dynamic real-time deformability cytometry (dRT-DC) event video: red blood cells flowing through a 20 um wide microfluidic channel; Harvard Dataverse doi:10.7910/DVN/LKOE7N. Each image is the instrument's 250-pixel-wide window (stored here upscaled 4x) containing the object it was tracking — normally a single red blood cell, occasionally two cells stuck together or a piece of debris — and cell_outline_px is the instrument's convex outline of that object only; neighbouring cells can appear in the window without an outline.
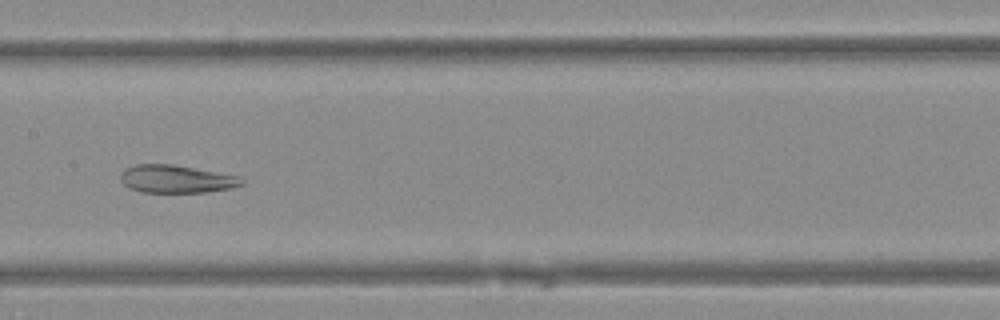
{"species": "Egyptian fruit bat (a non-hibernating species)", "species_latin": "Rousettus aegyptiacus", "temperature_condition": "warm", "stored_images_in_passage": 44, "camera_frame_rate_fps": 3000, "um_per_image_px": 0.085, "animal": {"sex": "female"}, "frame": {"image": 1, "passage_image": 25, "time_ms": 8.0, "image_size_px": [1000, 320], "cell_outline_px": [[244, 184], [232, 188], [208, 192], [140, 192], [128, 188], [120, 180], [120, 172], [124, 168], [136, 164], [172, 164], [240, 176], [244, 180]], "centroid_in_image_um": [14.97, 15.21], "position_along_channel_um": 192.4, "area_um2": 19.88}}
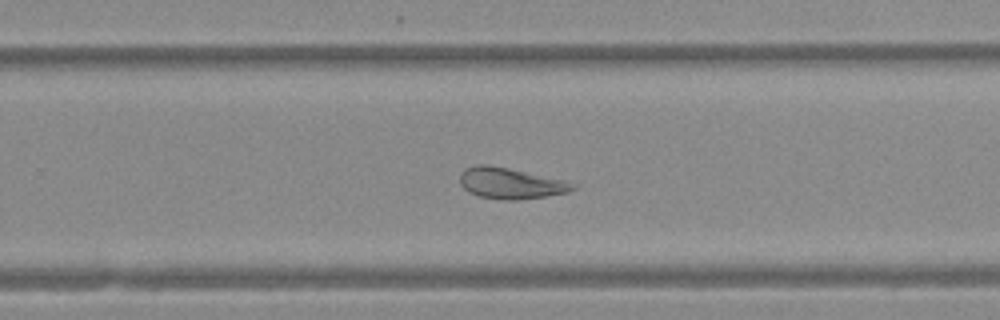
{"frame": {"image": 2, "passage_image": 32, "time_ms": 10.333, "image_size_px": [1000, 320], "cell_outline_px": [[580, 184], [576, 188], [568, 192], [544, 196], [516, 200], [500, 200], [476, 196], [468, 192], [460, 184], [460, 172], [464, 168], [476, 164], [488, 164], [568, 180]], "centroid_in_image_um": [43.41, 15.57], "position_along_channel_um": 286.4, "area_um2": 20.87}}
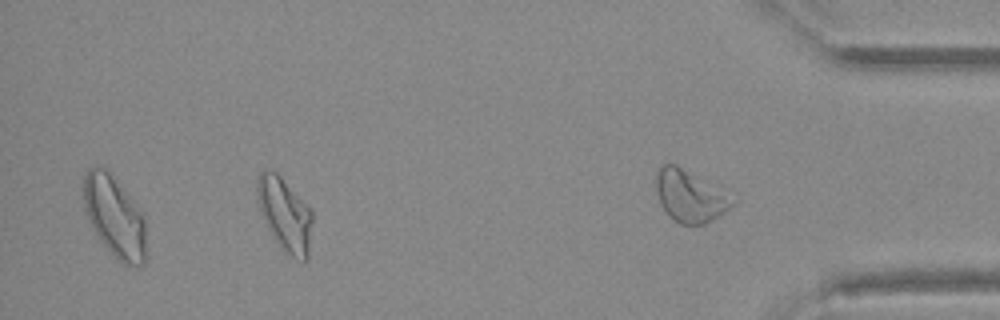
{"frame": {"image": 3, "passage_image": 39, "time_ms": 12.667, "image_size_px": [1000, 320], "cell_outline_px": [[312, 220], [308, 260], [296, 260], [276, 240], [260, 208], [256, 196], [256, 184], [260, 172], [264, 168], [276, 172], [312, 208]], "centroid_in_image_um": [24.24, 18.16], "position_along_channel_um": 411.0, "area_um2": 23.12}}